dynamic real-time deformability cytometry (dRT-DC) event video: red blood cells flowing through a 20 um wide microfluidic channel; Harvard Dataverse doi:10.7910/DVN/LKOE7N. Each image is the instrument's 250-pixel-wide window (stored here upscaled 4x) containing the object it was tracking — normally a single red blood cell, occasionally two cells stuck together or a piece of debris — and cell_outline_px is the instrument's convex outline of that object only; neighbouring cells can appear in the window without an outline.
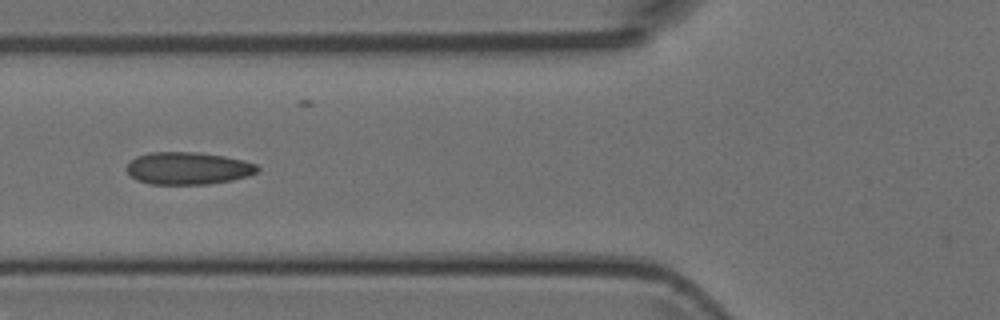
{"species": "Egyptian fruit bat (a non-hibernating species)", "species_latin": "Rousettus aegyptiacus", "temperature_condition": "room temperature", "stored_images_in_passage": 4, "camera_frame_rate_fps": 3000, "um_per_image_px": 0.085, "animal": {"sex": "female"}, "frame": {"image": 1, "passage_image": 4, "time_ms": 4.333, "image_size_px": [1000, 320], "cell_outline_px": [[260, 168], [256, 172], [248, 176], [232, 180], [208, 184], [148, 184], [136, 180], [124, 168], [136, 156], [148, 152], [196, 152], [224, 156], [244, 160], [256, 164]], "centroid_in_image_um": [15.97, 14.3], "position_along_channel_um": 109.8, "area_um2": 24.8}}